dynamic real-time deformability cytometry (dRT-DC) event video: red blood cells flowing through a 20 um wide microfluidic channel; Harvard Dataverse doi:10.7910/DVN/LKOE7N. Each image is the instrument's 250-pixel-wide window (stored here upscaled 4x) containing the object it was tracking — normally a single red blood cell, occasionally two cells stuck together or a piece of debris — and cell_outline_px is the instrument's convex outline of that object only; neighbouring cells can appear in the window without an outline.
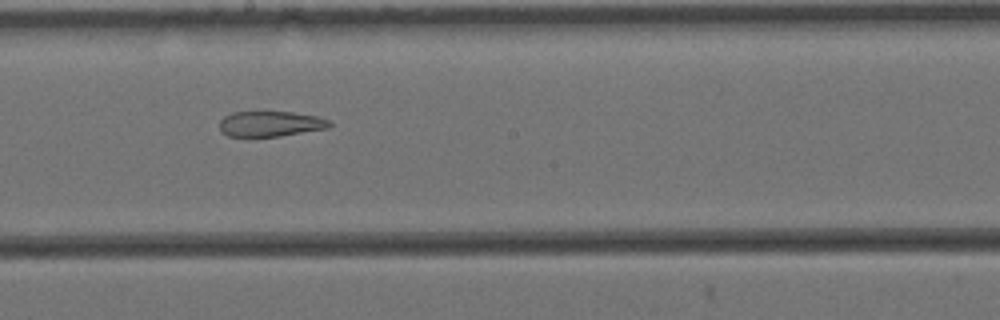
{"species": "Egyptian fruit bat (a non-hibernating species)", "species_latin": "Rousettus aegyptiacus", "temperature_condition": "cold", "stored_images_in_passage": 10, "camera_frame_rate_fps": 3000, "um_per_image_px": 0.085, "animal": {"sex": "female"}, "frame": {"image": 1, "passage_image": 9, "time_ms": 2.667, "image_size_px": [1000, 320], "cell_outline_px": [[332, 124], [328, 128], [280, 136], [228, 136], [220, 128], [220, 120], [224, 116], [232, 112], [292, 112], [320, 116], [328, 120]], "centroid_in_image_um": [23.02, 10.51], "position_along_channel_um": 225.2, "area_um2": 16.18}}
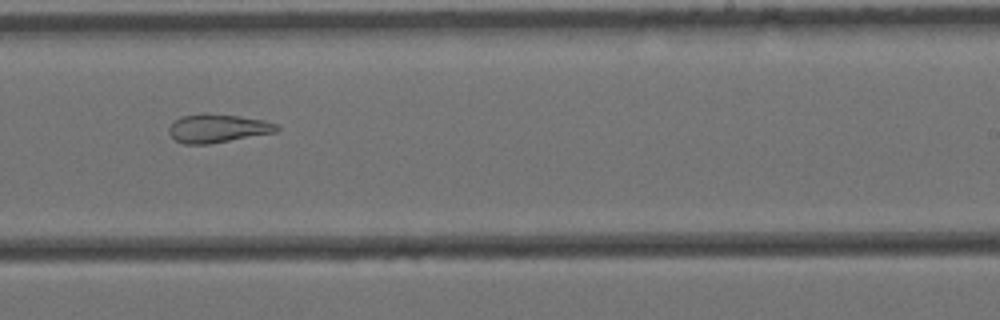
{"frame": {"image": 2, "passage_image": 10, "time_ms": 3.0, "image_size_px": [1000, 320], "cell_outline_px": [[280, 128], [276, 132], [208, 144], [184, 144], [176, 140], [168, 132], [168, 128], [180, 116], [240, 116], [264, 120], [276, 124]], "centroid_in_image_um": [18.53, 10.95], "position_along_channel_um": 270.5, "area_um2": 17.05}}